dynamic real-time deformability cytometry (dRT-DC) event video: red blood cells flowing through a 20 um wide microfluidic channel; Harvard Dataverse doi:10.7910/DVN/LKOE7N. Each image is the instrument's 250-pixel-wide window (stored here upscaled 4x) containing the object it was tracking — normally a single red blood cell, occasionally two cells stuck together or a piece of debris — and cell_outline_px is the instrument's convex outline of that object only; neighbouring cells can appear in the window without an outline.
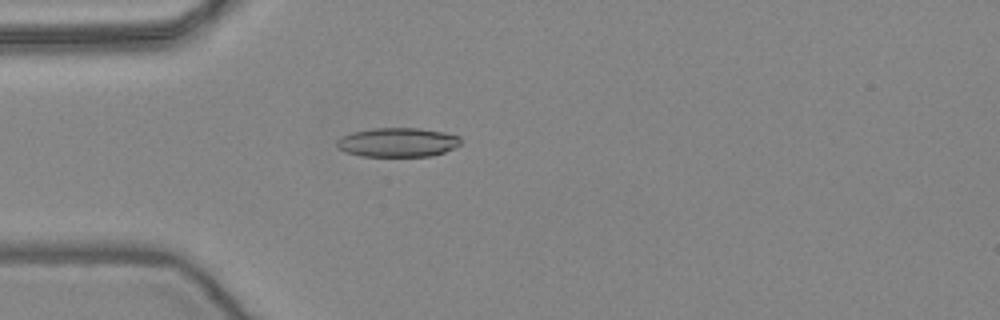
{"species": "common noctule bat (a hibernating species)", "species_latin": "Nyctalus noctula", "temperature_condition": "warm", "stored_images_in_passage": 52, "camera_frame_rate_fps": 3000, "um_per_image_px": 0.085, "animal": {"sex": "female", "body_mass_g": 24.6, "forearm_length_mm": 56.2}, "frame": {"image": 1, "passage_image": 15, "time_ms": 4.667, "image_size_px": [1000, 320], "cell_outline_px": [[460, 144], [444, 152], [432, 156], [360, 156], [344, 152], [336, 148], [336, 140], [340, 136], [352, 132], [372, 128], [420, 128], [444, 132], [460, 136]], "centroid_in_image_um": [33.74, 12.09], "position_along_channel_um": 51.3, "area_um2": 21.27}}
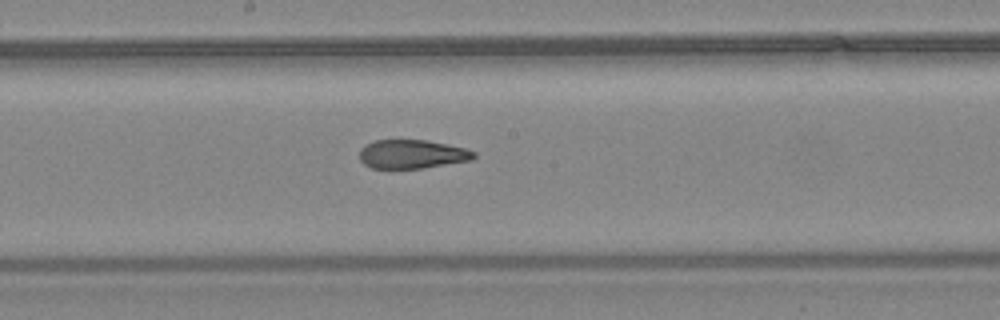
{"frame": {"image": 2, "passage_image": 28, "time_ms": 9.0, "image_size_px": [1000, 320], "cell_outline_px": [[476, 156], [472, 160], [420, 168], [372, 168], [364, 164], [360, 160], [360, 148], [364, 144], [376, 140], [424, 140], [464, 148], [476, 152]], "centroid_in_image_um": [34.99, 13.1], "position_along_channel_um": 213.2, "area_um2": 19.02}}
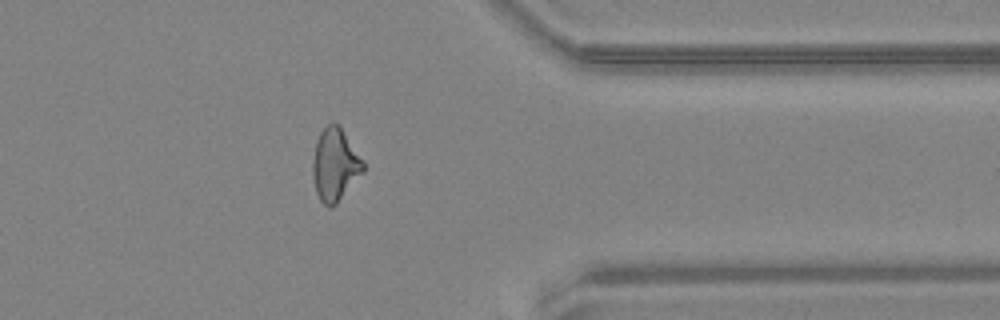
{"frame": {"image": 3, "passage_image": 42, "time_ms": 13.667, "image_size_px": [1000, 320], "cell_outline_px": [[364, 172], [336, 204], [332, 208], [328, 208], [320, 200], [316, 192], [312, 176], [312, 160], [316, 140], [320, 132], [332, 120], [340, 128], [364, 164]], "centroid_in_image_um": [28.43, 14.04], "position_along_channel_um": 383.0, "area_um2": 21.1}, "authors_computed_cell_mechanics": {"area_um2": 20.9236, "velocity_mm_per_s": 3.9317, "shape_relaxation_time_tau1_ms": null, "shape_relaxation_time_tau2_ms": 2.3859, "deformation_change_tau1": null, "deformation_change_tau2": 0.1075}}